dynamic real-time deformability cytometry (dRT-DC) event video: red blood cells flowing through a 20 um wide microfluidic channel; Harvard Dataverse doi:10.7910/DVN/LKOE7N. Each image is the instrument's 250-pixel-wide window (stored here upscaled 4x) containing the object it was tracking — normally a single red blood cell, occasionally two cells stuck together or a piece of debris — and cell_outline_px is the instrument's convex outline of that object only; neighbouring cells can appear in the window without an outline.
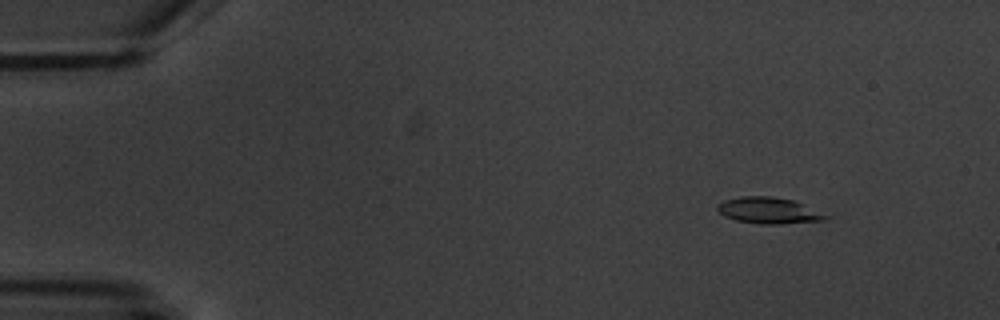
{"species": "common noctule bat (a hibernating species)", "species_latin": "Nyctalus noctula", "temperature_condition": "warm", "stored_images_in_passage": 5, "camera_frame_rate_fps": 3000, "um_per_image_px": 0.085, "animal": {"sex": "male", "body_mass_g": 20.1, "forearm_length_mm": 53.5}, "frame": {"image": 1, "passage_image": 2, "time_ms": 1.0, "image_size_px": [1000, 320], "cell_outline_px": [[832, 216], [824, 220], [780, 224], [760, 224], [736, 220], [724, 216], [716, 208], [716, 204], [724, 200], [740, 196], [772, 196], [796, 200]], "centroid_in_image_um": [65.37, 17.88], "position_along_channel_um": 19.6, "area_um2": 16.88}}
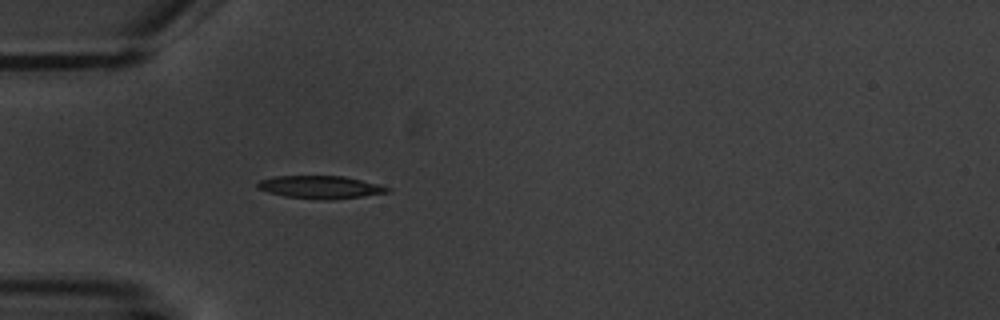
{"frame": {"image": 2, "passage_image": 5, "time_ms": 4.667, "image_size_px": [1000, 320], "cell_outline_px": [[392, 188], [388, 192], [360, 196], [328, 200], [320, 200], [284, 196], [268, 192], [256, 188], [256, 184], [260, 180], [276, 176], [344, 176], [380, 184]], "centroid_in_image_um": [27.22, 15.9], "position_along_channel_um": 57.8, "area_um2": 17.22}}